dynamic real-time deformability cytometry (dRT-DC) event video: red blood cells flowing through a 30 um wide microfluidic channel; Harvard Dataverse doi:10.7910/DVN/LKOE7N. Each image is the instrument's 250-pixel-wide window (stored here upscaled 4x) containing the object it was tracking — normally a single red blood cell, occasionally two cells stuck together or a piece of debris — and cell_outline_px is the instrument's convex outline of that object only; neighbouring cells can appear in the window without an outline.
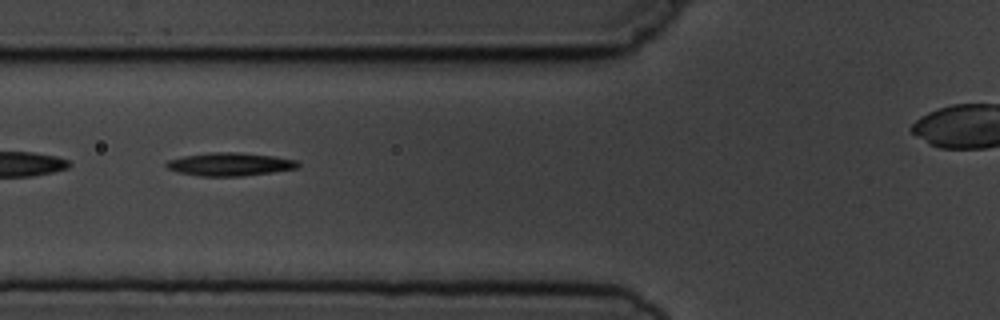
{"species": "common noctule bat (a hibernating species)", "species_latin": "Nyctalus noctula", "temperature_condition": "cold", "stored_images_in_passage": 12, "segment_of_instrument_passage": [1, 2], "camera_frame_rate_fps": 3000, "um_per_image_px": 0.085, "animal": {"sex": "male", "body_mass_g": 19.5, "forearm_length_mm": 54.6}, "frame": {"image": 1, "passage_image": 6, "time_ms": 6.333, "image_size_px": [1000, 320], "cell_outline_px": [[300, 168], [244, 176], [200, 176], [180, 172], [168, 168], [164, 164], [168, 160], [184, 156], [208, 152], [240, 152], [276, 156], [296, 160], [300, 164]], "centroid_in_image_um": [19.59, 13.95], "position_along_channel_um": 106.2, "area_um2": 17.86}}
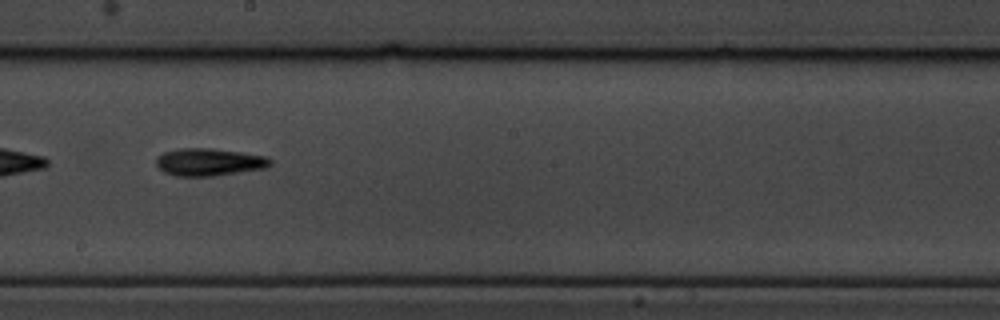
{"frame": {"image": 2, "passage_image": 9, "time_ms": 9.667, "image_size_px": [1000, 320], "cell_outline_px": [[272, 164], [268, 168], [212, 176], [176, 176], [164, 172], [156, 164], [156, 156], [164, 152], [180, 148], [212, 148], [268, 156], [272, 160]], "centroid_in_image_um": [17.8, 13.77], "position_along_channel_um": 230.4, "area_um2": 18.44}}
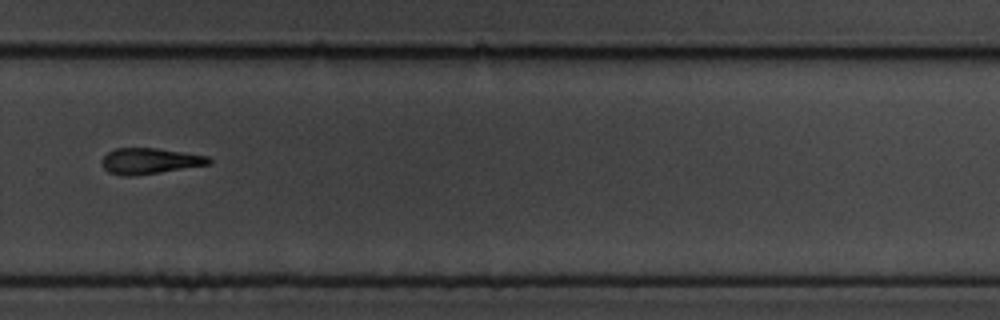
{"frame": {"image": 3, "passage_image": 11, "time_ms": 12.0, "image_size_px": [1000, 320], "cell_outline_px": [[212, 164], [136, 176], [124, 176], [108, 172], [104, 168], [100, 160], [108, 152], [116, 148], [156, 148], [208, 156], [212, 160]], "centroid_in_image_um": [12.73, 13.69], "position_along_channel_um": 317.1, "area_um2": 16.24}}